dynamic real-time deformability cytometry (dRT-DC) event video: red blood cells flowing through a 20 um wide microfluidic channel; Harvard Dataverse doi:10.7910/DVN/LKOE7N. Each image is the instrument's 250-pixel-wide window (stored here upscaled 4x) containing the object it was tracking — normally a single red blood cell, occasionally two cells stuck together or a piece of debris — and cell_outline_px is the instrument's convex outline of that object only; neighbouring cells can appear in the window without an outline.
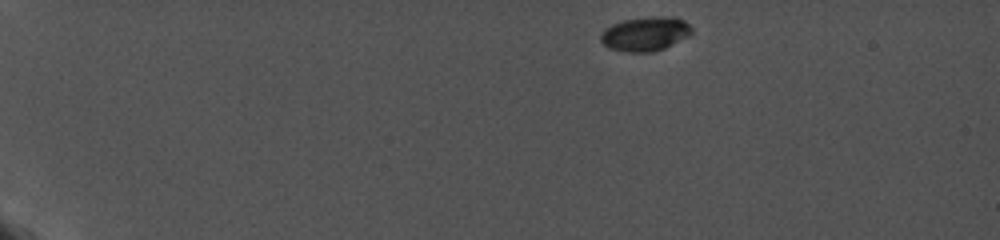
{"species": "common noctule bat (a hibernating species)", "species_latin": "Nyctalus noctula", "temperature_condition": "cold", "stored_images_in_passage": 59, "camera_frame_rate_fps": 5000, "um_per_image_px": 0.085, "animal": {"sex": "female", "body_mass_g": 19.0, "forearm_length_mm": 56.7}, "frame": {"image": 1, "passage_image": 1, "time_ms": 0.0, "image_size_px": [1000, 240], "cell_outline_px": [[692, 32], [688, 36], [664, 48], [652, 52], [628, 52], [608, 48], [600, 40], [600, 32], [604, 28], [612, 24], [624, 20], [648, 16], [676, 16], [684, 20], [692, 28]], "centroid_in_image_um": [54.83, 2.86], "position_along_channel_um": 30.2, "area_um2": 18.32}}
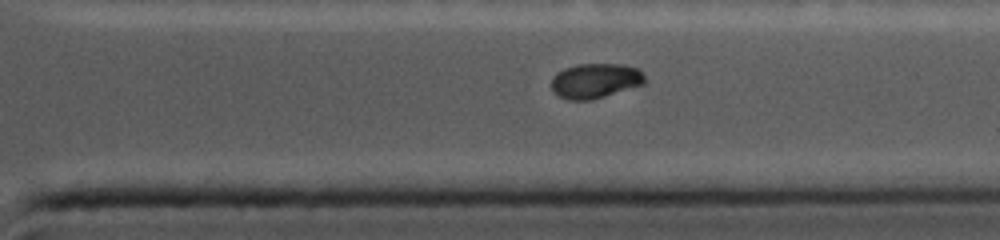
{"frame": {"image": 2, "passage_image": 50, "time_ms": 12.0, "image_size_px": [1000, 240], "cell_outline_px": [[648, 80], [644, 84], [604, 96], [588, 100], [572, 100], [560, 96], [552, 88], [552, 76], [556, 72], [564, 68], [576, 64], [620, 64], [640, 68]], "centroid_in_image_um": [50.64, 6.84], "position_along_channel_um": 360.8, "area_um2": 19.02}}
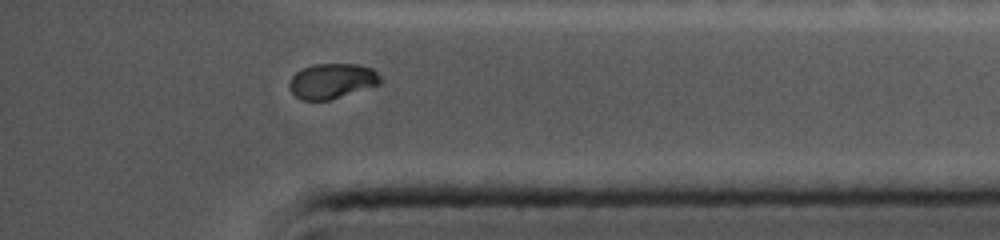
{"frame": {"image": 3, "passage_image": 55, "time_ms": 13.2, "image_size_px": [1000, 240], "cell_outline_px": [[380, 84], [328, 100], [304, 100], [296, 96], [292, 92], [288, 84], [292, 76], [296, 72], [312, 64], [356, 64], [372, 68], [380, 76]], "centroid_in_image_um": [28.21, 6.87], "position_along_channel_um": 407.0, "area_um2": 18.38}, "authors_computed_cell_mechanics": {"area_um2": 19.1318, "velocity_mm_per_s": 3.7611, "shape_relaxation_time_tau1_ms": null, "shape_relaxation_time_tau2_ms": 7.5432, "deformation_change_tau1": null, "deformation_change_tau2": 0.0458}}